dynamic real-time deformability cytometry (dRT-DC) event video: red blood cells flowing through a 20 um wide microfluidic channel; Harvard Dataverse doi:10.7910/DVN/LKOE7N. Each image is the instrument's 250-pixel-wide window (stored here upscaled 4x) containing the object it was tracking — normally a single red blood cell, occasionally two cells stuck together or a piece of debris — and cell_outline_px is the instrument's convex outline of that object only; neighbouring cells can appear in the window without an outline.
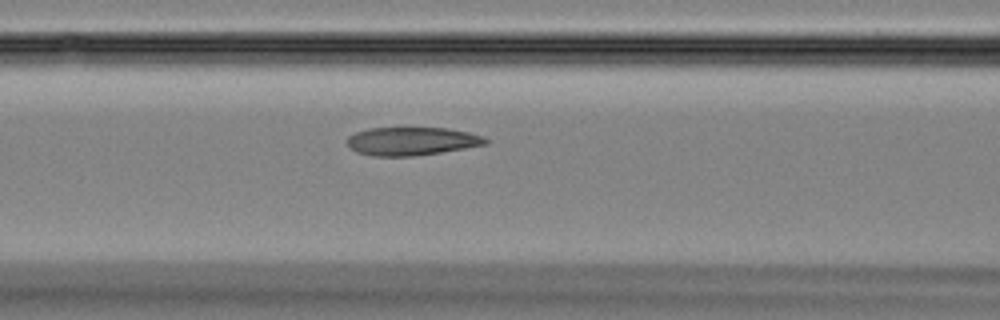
{"species": "Egyptian fruit bat (a non-hibernating species)", "species_latin": "Rousettus aegyptiacus", "temperature_condition": "room temperature", "stored_images_in_passage": 40, "camera_frame_rate_fps": 3000, "um_per_image_px": 0.085, "animal": {"sex": "female"}, "frame": {"image": 1, "passage_image": 16, "time_ms": 5.0, "image_size_px": [1000, 320], "cell_outline_px": [[492, 140], [488, 144], [440, 152], [412, 156], [372, 156], [356, 152], [348, 144], [348, 136], [356, 132], [368, 128], [448, 128], [468, 132], [484, 136]], "centroid_in_image_um": [35.04, 12.0], "position_along_channel_um": 131.6, "area_um2": 22.77}}
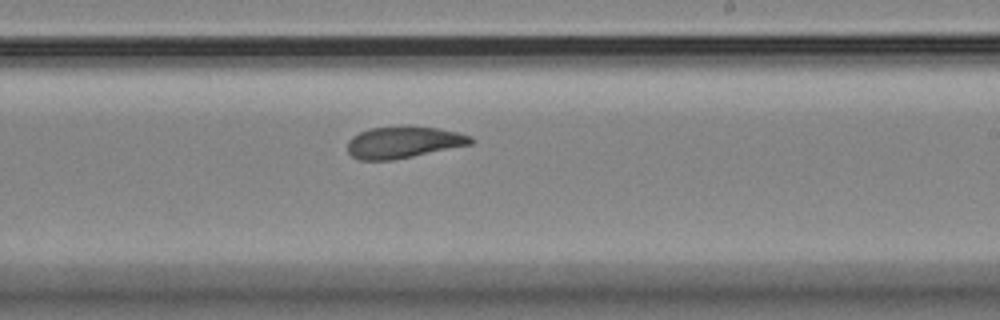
{"frame": {"image": 2, "passage_image": 25, "time_ms": 8.0, "image_size_px": [1000, 320], "cell_outline_px": [[476, 140], [472, 144], [392, 160], [360, 160], [352, 156], [348, 152], [348, 140], [352, 136], [360, 132], [372, 128], [408, 124], [436, 128], [456, 132], [472, 136]], "centroid_in_image_um": [34.3, 12.07], "position_along_channel_um": 254.7, "area_um2": 23.0}}
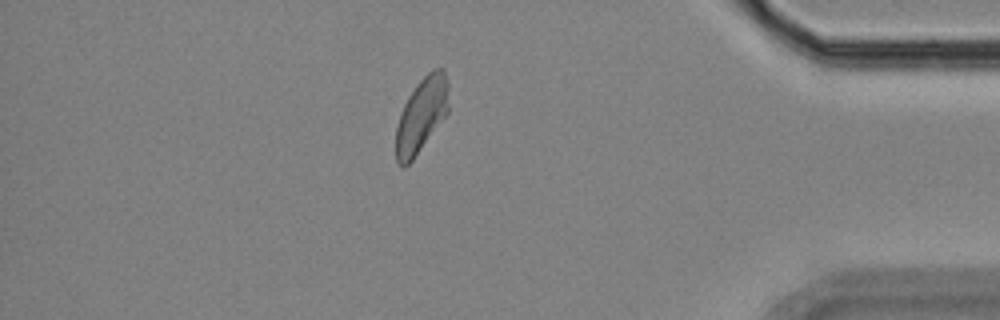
{"frame": {"image": 3, "passage_image": 38, "time_ms": 12.333, "image_size_px": [1000, 320], "cell_outline_px": [[448, 112], [412, 160], [404, 168], [396, 160], [396, 128], [400, 112], [408, 96], [416, 84], [432, 68], [444, 68], [448, 80]], "centroid_in_image_um": [35.83, 9.73], "position_along_channel_um": 399.4, "area_um2": 22.83}}